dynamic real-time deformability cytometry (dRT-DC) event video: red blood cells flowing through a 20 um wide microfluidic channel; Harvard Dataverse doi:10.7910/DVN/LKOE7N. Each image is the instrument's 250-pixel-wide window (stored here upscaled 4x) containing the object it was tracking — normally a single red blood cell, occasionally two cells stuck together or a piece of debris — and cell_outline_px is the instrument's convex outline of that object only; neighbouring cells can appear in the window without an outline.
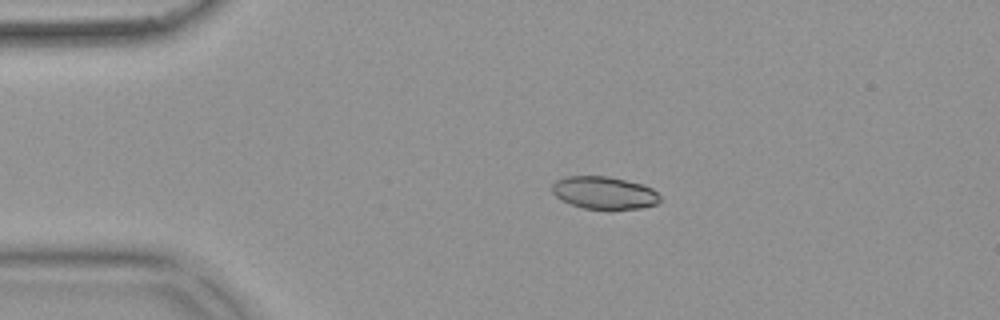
{"species": "common noctule bat (a hibernating species)", "species_latin": "Nyctalus noctula", "temperature_condition": "warm", "stored_images_in_passage": 55, "camera_frame_rate_fps": 3000, "um_per_image_px": 0.085, "animal": {"sex": "female", "body_mass_g": 18.4}, "frame": {"image": 1, "passage_image": 12, "time_ms": 3.667, "image_size_px": [1000, 320], "cell_outline_px": [[660, 200], [656, 204], [640, 208], [584, 208], [572, 204], [556, 196], [552, 192], [552, 184], [556, 180], [568, 176], [608, 176], [640, 184], [652, 188], [660, 196]], "centroid_in_image_um": [51.34, 16.37], "position_along_channel_um": 33.7, "area_um2": 20.0}}
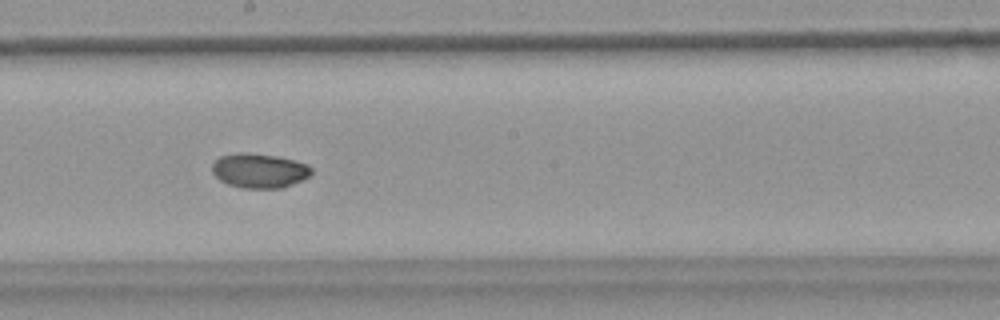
{"frame": {"image": 2, "passage_image": 31, "time_ms": 10.0, "image_size_px": [1000, 320], "cell_outline_px": [[312, 172], [308, 176], [292, 184], [280, 188], [240, 188], [228, 184], [220, 180], [212, 172], [212, 164], [220, 156], [240, 152], [276, 156], [292, 160], [304, 164], [312, 168]], "centroid_in_image_um": [21.99, 14.51], "position_along_channel_um": 226.2, "area_um2": 19.65}}
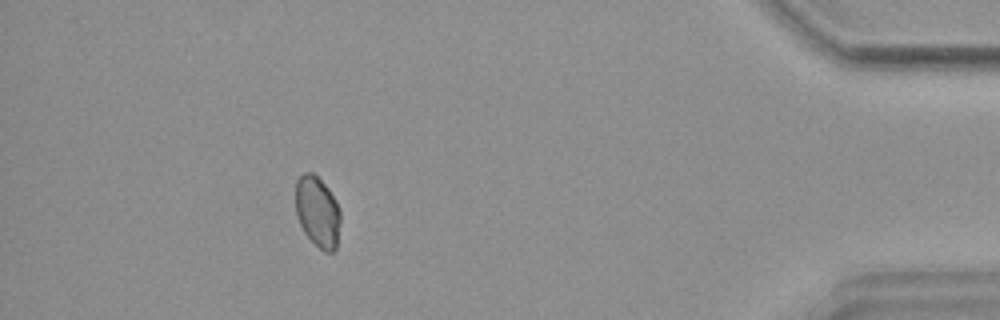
{"frame": {"image": 3, "passage_image": 50, "time_ms": 16.333, "image_size_px": [1000, 320], "cell_outline_px": [[340, 220], [336, 248], [332, 252], [324, 252], [304, 232], [296, 216], [296, 180], [304, 172], [312, 172], [328, 188], [336, 200], [340, 208]], "centroid_in_image_um": [26.99, 17.98], "position_along_channel_um": 408.2, "area_um2": 18.44}}